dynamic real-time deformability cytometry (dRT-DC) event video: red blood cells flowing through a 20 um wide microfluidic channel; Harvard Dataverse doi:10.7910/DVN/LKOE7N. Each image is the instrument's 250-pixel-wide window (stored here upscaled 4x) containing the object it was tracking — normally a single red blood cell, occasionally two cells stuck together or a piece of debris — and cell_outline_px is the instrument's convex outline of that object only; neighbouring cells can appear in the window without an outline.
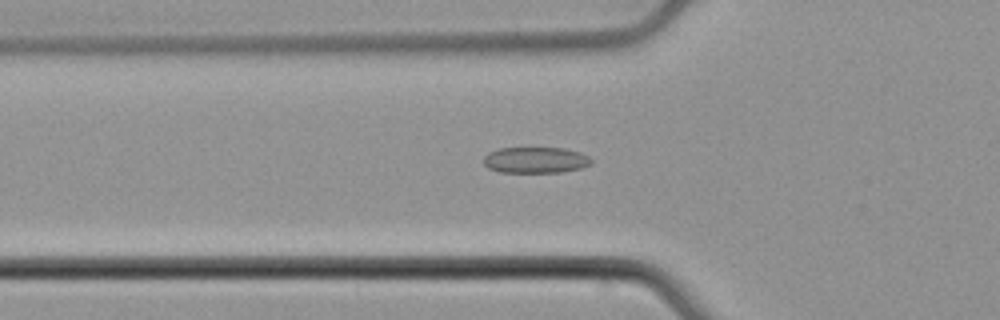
{"species": "common noctule bat (a hibernating species)", "species_latin": "Nyctalus noctula", "temperature_condition": "cold", "stored_images_in_passage": 54, "camera_frame_rate_fps": 3000, "um_per_image_px": 0.085, "animal": {"sex": "male", "body_mass_g": 21.5, "forearm_length_mm": 52.0}, "frame": {"image": 1, "passage_image": 19, "time_ms": 6.0, "image_size_px": [1000, 320], "cell_outline_px": [[592, 164], [580, 168], [560, 172], [500, 172], [488, 168], [484, 164], [484, 156], [488, 152], [500, 148], [564, 148], [580, 152], [588, 156], [592, 160]], "centroid_in_image_um": [45.52, 13.6], "position_along_channel_um": 80.3, "area_um2": 16.36}}
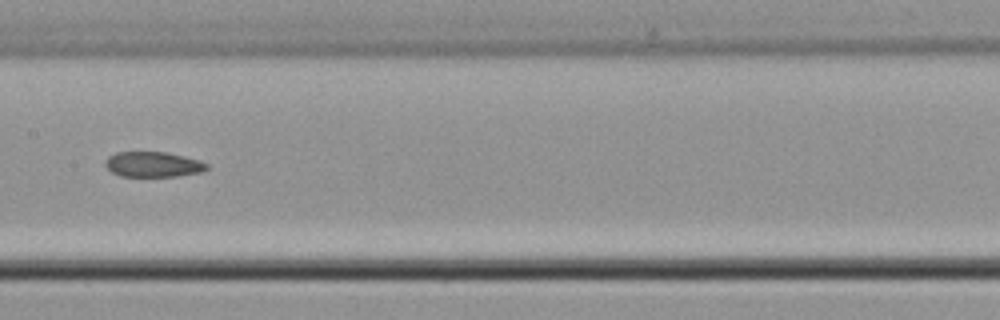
{"frame": {"image": 2, "passage_image": 28, "time_ms": 9.0, "image_size_px": [1000, 320], "cell_outline_px": [[208, 168], [200, 172], [176, 176], [120, 176], [112, 172], [104, 164], [108, 156], [116, 152], [168, 152], [200, 160], [208, 164]], "centroid_in_image_um": [13.01, 13.96], "position_along_channel_um": 194.4, "area_um2": 14.91}}
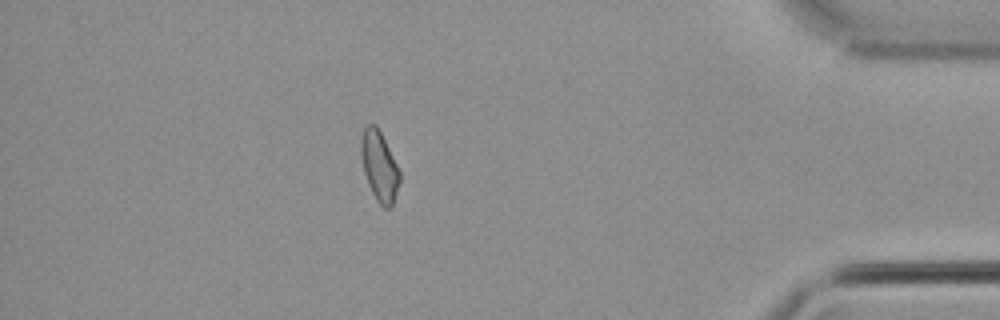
{"frame": {"image": 3, "passage_image": 48, "time_ms": 15.667, "image_size_px": [1000, 320], "cell_outline_px": [[400, 180], [392, 208], [384, 208], [376, 200], [368, 184], [364, 172], [360, 152], [360, 140], [364, 128], [368, 124], [376, 124], [400, 172]], "centroid_in_image_um": [32.23, 14.15], "position_along_channel_um": 403.0, "area_um2": 15.61}}